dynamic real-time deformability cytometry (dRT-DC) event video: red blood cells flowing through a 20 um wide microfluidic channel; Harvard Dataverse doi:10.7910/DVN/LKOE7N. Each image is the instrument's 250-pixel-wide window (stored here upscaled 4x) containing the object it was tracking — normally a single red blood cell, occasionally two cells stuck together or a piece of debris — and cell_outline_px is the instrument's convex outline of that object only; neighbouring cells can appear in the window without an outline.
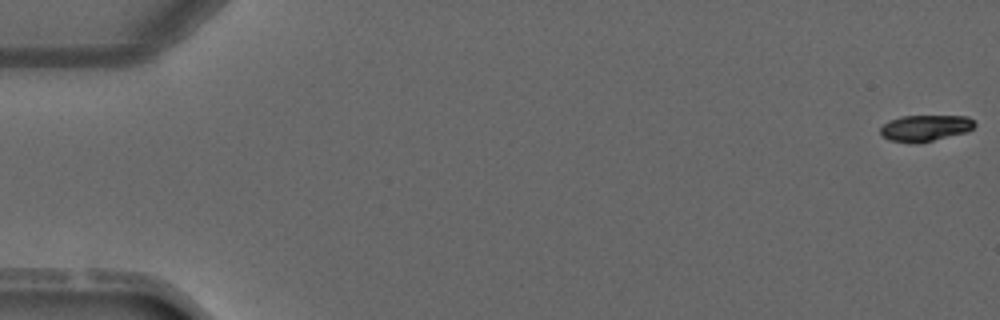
{"species": "common noctule bat (a hibernating species)", "species_latin": "Nyctalus noctula", "temperature_condition": "warm", "stored_images_in_passage": 5, "camera_frame_rate_fps": 3000, "um_per_image_px": 0.085, "animal": {"sex": "male", "forearm_length_mm": 52.5}, "frame": {"image": 1, "passage_image": 1, "time_ms": 0.0, "image_size_px": [1000, 320], "cell_outline_px": [[976, 124], [968, 132], [932, 140], [912, 144], [888, 140], [880, 132], [880, 128], [888, 120], [900, 116], [968, 116]], "centroid_in_image_um": [78.62, 10.88], "position_along_channel_um": 6.4, "area_um2": 14.45}}
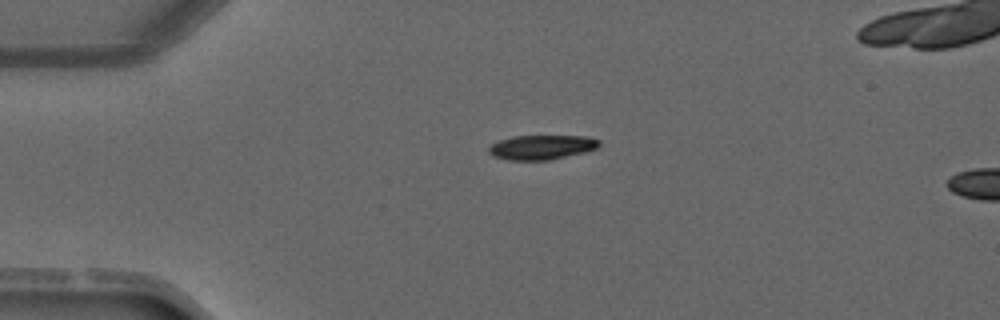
{"frame": {"image": 2, "passage_image": 4, "time_ms": 3.333, "image_size_px": [1000, 320], "cell_outline_px": [[600, 144], [596, 148], [584, 152], [548, 160], [508, 160], [492, 156], [488, 152], [488, 148], [492, 144], [500, 140], [512, 136], [588, 136], [600, 140]], "centroid_in_image_um": [46.02, 12.51], "position_along_channel_um": 39.0, "area_um2": 15.72}}